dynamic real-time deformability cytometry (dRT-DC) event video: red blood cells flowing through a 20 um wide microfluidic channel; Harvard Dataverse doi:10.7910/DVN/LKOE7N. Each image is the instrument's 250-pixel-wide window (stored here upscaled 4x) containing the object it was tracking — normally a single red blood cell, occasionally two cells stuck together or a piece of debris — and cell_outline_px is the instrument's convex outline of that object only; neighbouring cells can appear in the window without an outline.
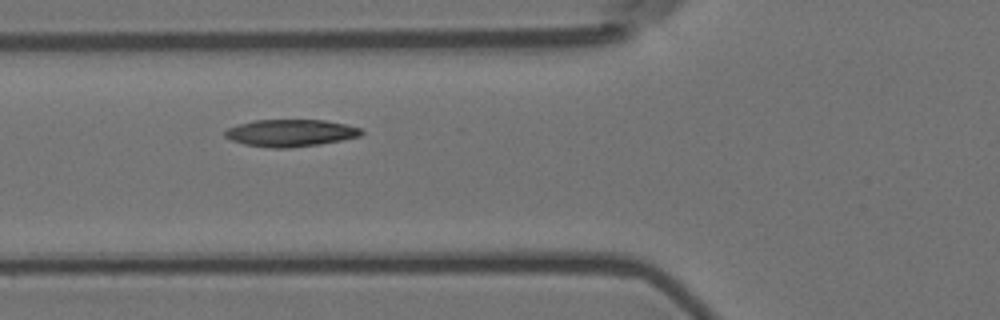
{"species": "Egyptian fruit bat (a non-hibernating species)", "species_latin": "Rousettus aegyptiacus", "temperature_condition": "room temperature", "stored_images_in_passage": 10, "camera_frame_rate_fps": 3000, "um_per_image_px": 0.085, "animal": {"sex": "female"}, "frame": {"image": 1, "passage_image": 5, "time_ms": 1.333, "image_size_px": [1000, 320], "cell_outline_px": [[364, 132], [360, 136], [320, 144], [288, 148], [272, 148], [244, 144], [232, 140], [224, 136], [224, 132], [228, 128], [240, 124], [256, 120], [324, 120], [344, 124], [360, 128]], "centroid_in_image_um": [24.69, 11.3], "position_along_channel_um": 101.1, "area_um2": 21.33}}
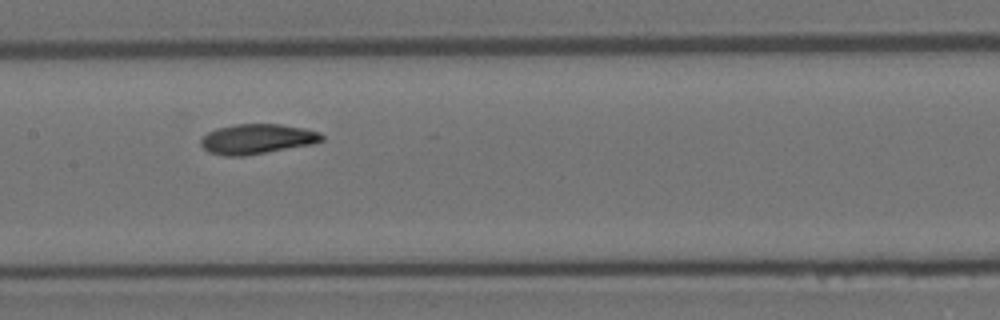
{"frame": {"image": 2, "passage_image": 7, "time_ms": 2.0, "image_size_px": [1000, 320], "cell_outline_px": [[324, 140], [312, 144], [244, 156], [224, 156], [208, 152], [200, 144], [200, 140], [208, 132], [216, 128], [236, 124], [280, 124], [304, 128], [320, 132], [324, 136]], "centroid_in_image_um": [21.85, 11.81], "position_along_channel_um": 185.6, "area_um2": 21.15}}
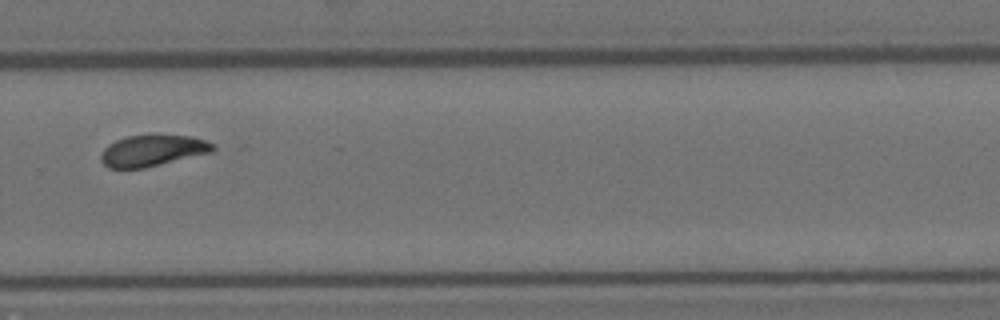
{"frame": {"image": 3, "passage_image": 10, "time_ms": 3.0, "image_size_px": [1000, 320], "cell_outline_px": [[216, 148], [212, 152], [144, 168], [108, 168], [100, 160], [100, 156], [104, 148], [108, 144], [124, 136], [152, 132], [192, 136], [216, 144]], "centroid_in_image_um": [12.97, 12.75], "position_along_channel_um": 316.8, "area_um2": 21.21}}